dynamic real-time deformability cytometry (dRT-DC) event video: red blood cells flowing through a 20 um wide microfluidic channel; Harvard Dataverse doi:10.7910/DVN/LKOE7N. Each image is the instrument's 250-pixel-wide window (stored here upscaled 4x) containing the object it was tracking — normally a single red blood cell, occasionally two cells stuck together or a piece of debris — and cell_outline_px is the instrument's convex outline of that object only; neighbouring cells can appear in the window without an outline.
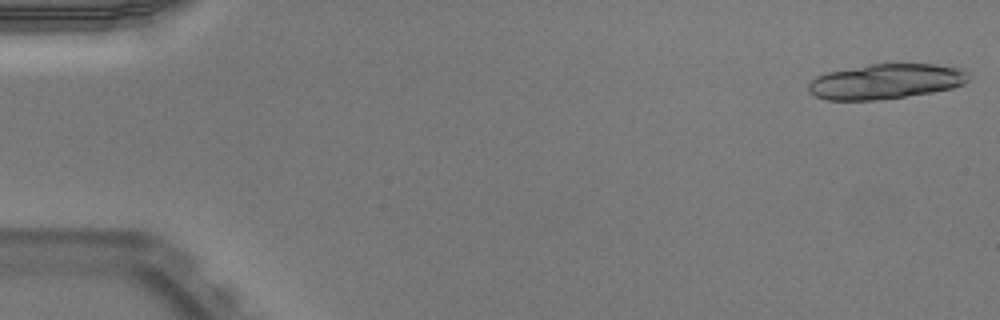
{"species": "Egyptian fruit bat (a non-hibernating species)", "species_latin": "Rousettus aegyptiacus", "temperature_condition": "warm", "stored_images_in_passage": 19, "camera_frame_rate_fps": 3000, "um_per_image_px": 0.085, "animal": {"sex": "male"}, "frame": {"image": 1, "passage_image": 1, "time_ms": 0.0, "image_size_px": [1000, 320], "cell_outline_px": [[968, 80], [964, 84], [952, 88], [932, 92], [880, 100], [828, 100], [816, 96], [808, 92], [808, 84], [816, 76], [828, 72], [872, 64], [936, 64], [960, 68], [964, 72]], "centroid_in_image_um": [75.26, 6.93], "position_along_channel_um": 9.7, "area_um2": 32.48}}